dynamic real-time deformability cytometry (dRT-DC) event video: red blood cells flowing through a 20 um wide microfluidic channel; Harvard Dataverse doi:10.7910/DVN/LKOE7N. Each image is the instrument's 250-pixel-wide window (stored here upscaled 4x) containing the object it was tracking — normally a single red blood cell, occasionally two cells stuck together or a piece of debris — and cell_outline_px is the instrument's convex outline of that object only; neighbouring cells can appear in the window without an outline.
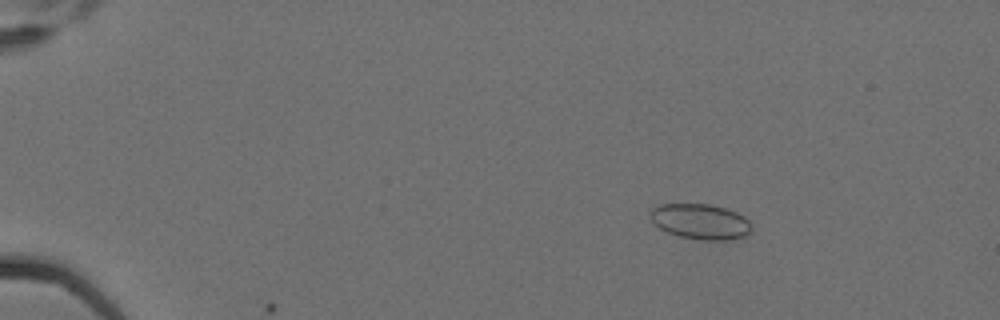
{"species": "Egyptian fruit bat (a non-hibernating species)", "species_latin": "Rousettus aegyptiacus", "temperature_condition": "cold", "stored_images_in_passage": 6, "camera_frame_rate_fps": 3000, "um_per_image_px": 0.085, "animal": {"sex": "female"}, "frame": {"image": 1, "passage_image": 4, "time_ms": 1.0, "image_size_px": [1000, 320], "cell_outline_px": [[752, 232], [744, 236], [728, 240], [700, 240], [680, 236], [668, 232], [660, 228], [652, 220], [652, 208], [660, 204], [708, 204], [724, 208], [736, 212], [744, 216], [752, 224]], "centroid_in_image_um": [59.59, 18.84], "position_along_channel_um": 25.4, "area_um2": 20.75}}
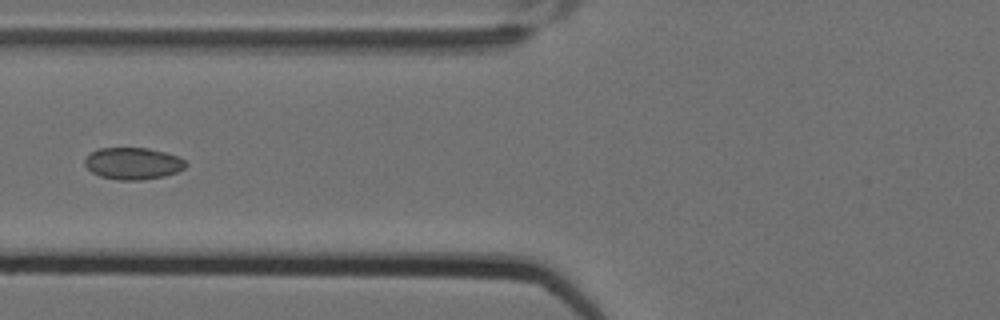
{"frame": {"image": 2, "passage_image": 6, "time_ms": 1.667, "image_size_px": [1000, 320], "cell_outline_px": [[188, 164], [184, 168], [176, 172], [164, 176], [140, 180], [116, 180], [100, 176], [92, 172], [84, 164], [84, 160], [92, 152], [100, 148], [148, 148], [180, 156]], "centroid_in_image_um": [11.32, 13.89], "position_along_channel_um": 114.5, "area_um2": 18.73}}